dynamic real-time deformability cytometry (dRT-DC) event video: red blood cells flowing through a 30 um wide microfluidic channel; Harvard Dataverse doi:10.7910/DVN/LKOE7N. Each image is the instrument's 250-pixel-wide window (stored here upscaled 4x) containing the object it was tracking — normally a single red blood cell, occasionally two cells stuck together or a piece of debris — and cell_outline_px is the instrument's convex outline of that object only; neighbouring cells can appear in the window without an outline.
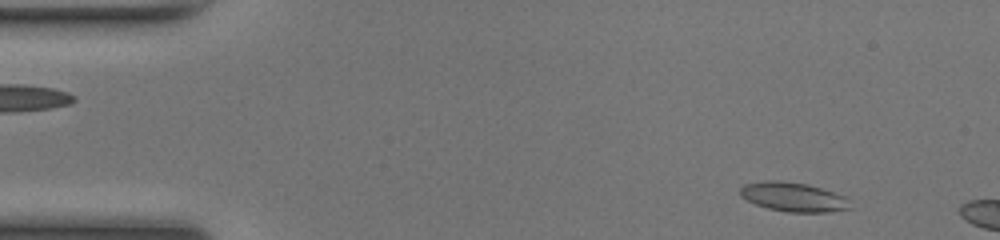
{"species": "common noctule bat (a hibernating species)", "species_latin": "Nyctalus noctula", "temperature_condition": "room temperature", "stored_images_in_passage": 8, "camera_frame_rate_fps": 3000, "um_per_image_px": 0.085, "animal": {"sex": "female", "body_mass_g": 17.0, "forearm_length_mm": 48.0}, "frame": {"image": 1, "passage_image": 4, "time_ms": 1.0, "image_size_px": [1000, 240], "cell_outline_px": [[852, 208], [828, 212], [788, 212], [768, 208], [756, 204], [740, 196], [740, 188], [744, 184], [764, 180], [780, 180], [808, 184], [844, 196]], "centroid_in_image_um": [67.4, 16.73], "position_along_channel_um": 17.6, "area_um2": 18.61}}